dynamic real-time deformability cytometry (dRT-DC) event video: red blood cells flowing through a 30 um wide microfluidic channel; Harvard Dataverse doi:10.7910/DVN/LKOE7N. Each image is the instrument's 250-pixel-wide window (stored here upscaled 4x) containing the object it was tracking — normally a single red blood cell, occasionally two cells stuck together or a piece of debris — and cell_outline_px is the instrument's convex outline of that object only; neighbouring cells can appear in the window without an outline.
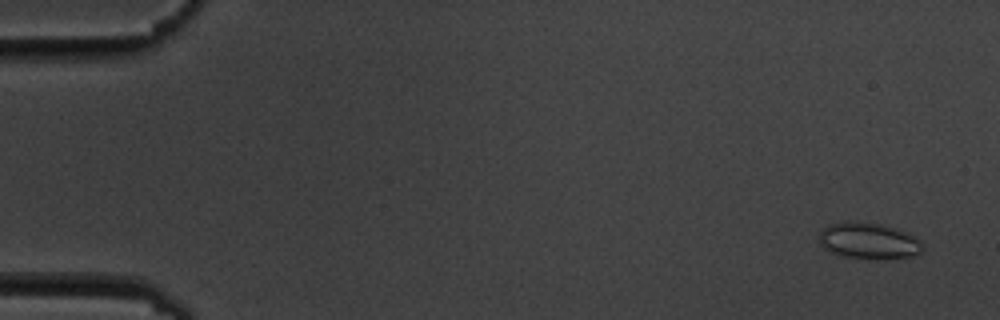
{"species": "common noctule bat (a hibernating species)", "species_latin": "Nyctalus noctula", "temperature_condition": "cold", "stored_images_in_passage": 5, "camera_frame_rate_fps": 3000, "um_per_image_px": 0.085, "animal": {"sex": "male", "body_mass_g": 19.5, "forearm_length_mm": 54.6}, "frame": {"image": 1, "passage_image": 1, "time_ms": 0.0, "image_size_px": [1000, 320], "cell_outline_px": [[924, 248], [920, 252], [912, 256], [844, 256], [828, 252], [820, 244], [820, 232], [828, 224], [844, 220], [856, 220], [880, 224], [904, 232], [920, 240]], "centroid_in_image_um": [73.75, 20.4], "position_along_channel_um": 11.2, "area_um2": 21.1}}
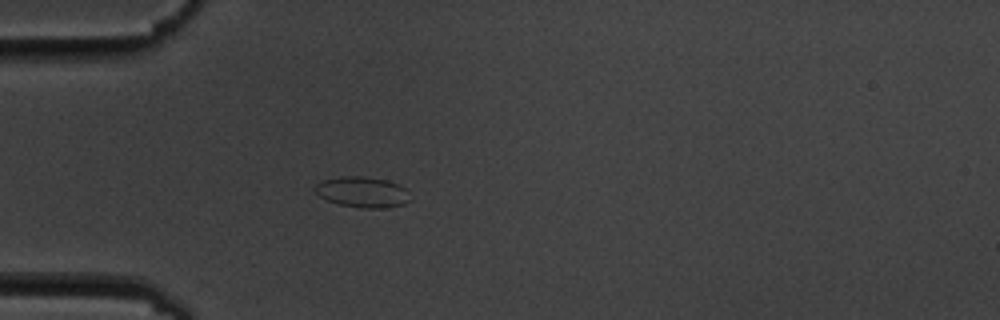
{"frame": {"image": 2, "passage_image": 5, "time_ms": 4.667, "image_size_px": [1000, 320], "cell_outline_px": [[408, 200], [404, 204], [384, 208], [364, 208], [340, 204], [328, 200], [320, 196], [312, 188], [316, 184], [324, 180], [344, 176], [364, 176], [388, 180], [404, 188]], "centroid_in_image_um": [30.76, 16.32], "position_along_channel_um": 54.2, "area_um2": 16.65}}